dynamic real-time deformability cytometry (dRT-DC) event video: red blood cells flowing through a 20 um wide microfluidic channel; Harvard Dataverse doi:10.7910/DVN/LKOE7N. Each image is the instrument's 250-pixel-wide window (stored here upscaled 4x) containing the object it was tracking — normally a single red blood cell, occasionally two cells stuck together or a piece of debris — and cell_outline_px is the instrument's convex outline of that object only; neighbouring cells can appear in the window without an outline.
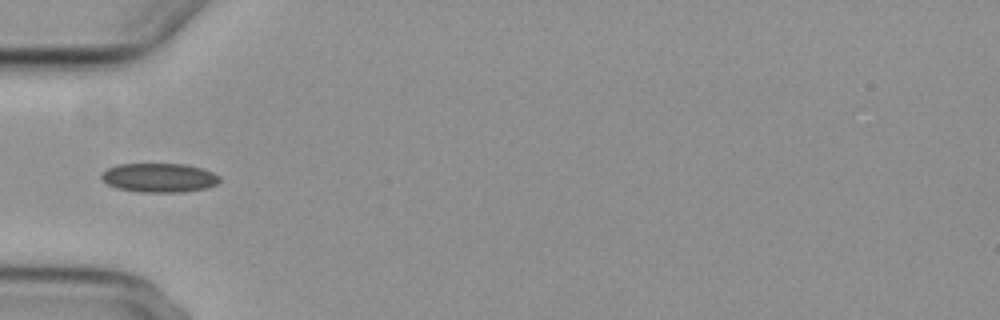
{"species": "common noctule bat (a hibernating species)", "species_latin": "Nyctalus noctula", "temperature_condition": "cold", "stored_images_in_passage": 4, "camera_frame_rate_fps": 3000, "um_per_image_px": 0.085, "animal": {"sex": "female", "body_mass_g": 29.2, "forearm_length_mm": 56.3}, "frame": {"image": 1, "passage_image": 3, "time_ms": 4.0, "image_size_px": [1000, 320], "cell_outline_px": [[220, 180], [216, 184], [208, 188], [184, 192], [140, 192], [116, 188], [108, 184], [100, 176], [108, 168], [120, 164], [184, 164], [200, 168], [212, 172], [220, 176]], "centroid_in_image_um": [13.55, 15.11], "position_along_channel_um": 71.4, "area_um2": 19.94}}